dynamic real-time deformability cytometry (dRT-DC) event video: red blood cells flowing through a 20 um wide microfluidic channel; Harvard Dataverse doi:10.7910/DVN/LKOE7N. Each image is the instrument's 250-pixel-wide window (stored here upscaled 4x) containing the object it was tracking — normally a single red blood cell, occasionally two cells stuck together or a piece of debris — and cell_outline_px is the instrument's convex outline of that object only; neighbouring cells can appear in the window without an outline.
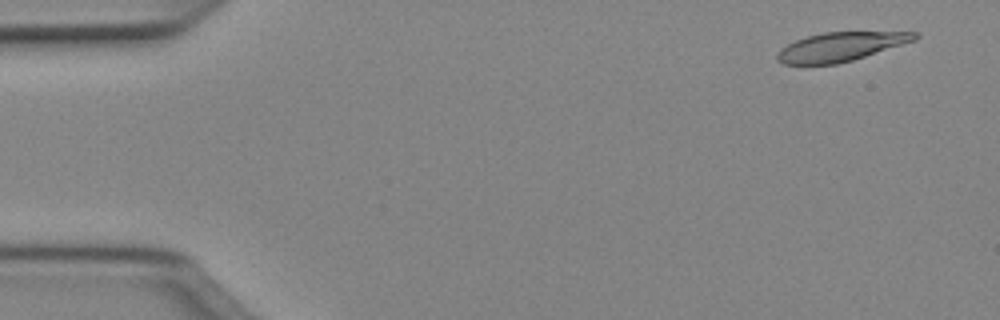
{"species": "Egyptian fruit bat (a non-hibernating species)", "species_latin": "Rousettus aegyptiacus", "temperature_condition": "cold", "stored_images_in_passage": 50, "camera_frame_rate_fps": 3000, "um_per_image_px": 0.085, "animal": {"sex": "female"}, "frame": {"image": 1, "passage_image": 3, "time_ms": 0.667, "image_size_px": [1000, 320], "cell_outline_px": [[920, 36], [916, 40], [852, 60], [836, 64], [784, 64], [776, 60], [776, 56], [780, 48], [796, 40], [808, 36], [824, 32], [916, 32]], "centroid_in_image_um": [71.44, 3.97], "position_along_channel_um": 13.6, "area_um2": 22.95}}
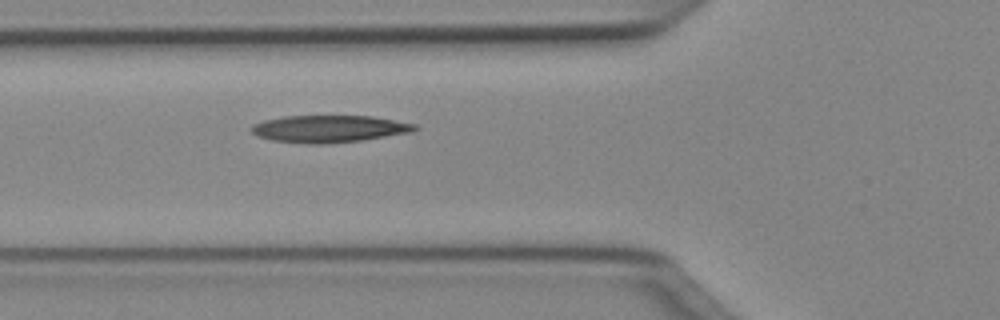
{"frame": {"image": 2, "passage_image": 18, "time_ms": 5.667, "image_size_px": [1000, 320], "cell_outline_px": [[420, 128], [412, 132], [364, 140], [328, 144], [304, 144], [272, 140], [256, 136], [248, 128], [252, 124], [264, 120], [284, 116], [372, 116], [416, 124]], "centroid_in_image_um": [27.95, 10.96], "position_along_channel_um": 97.8, "area_um2": 26.18}}
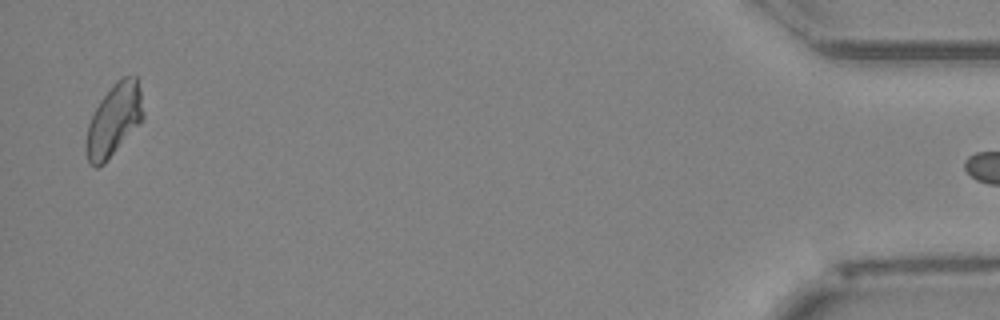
{"frame": {"image": 3, "passage_image": 49, "time_ms": 16.0, "image_size_px": [1000, 320], "cell_outline_px": [[144, 116], [140, 124], [104, 164], [96, 168], [88, 164], [84, 148], [84, 144], [88, 124], [92, 112], [100, 100], [116, 80], [120, 76], [136, 76], [140, 88], [144, 112]], "centroid_in_image_um": [9.66, 10.22], "position_along_channel_um": 425.5, "area_um2": 24.51}, "authors_computed_cell_mechanics": {"area_um2": 24.5072, "velocity_mm_per_s": 4.0146, "shape_relaxation_time_tau1_ms": 9.5697, "shape_relaxation_time_tau2_ms": null, "deformation_change_tau1": 0.1932, "deformation_change_tau2": null}}